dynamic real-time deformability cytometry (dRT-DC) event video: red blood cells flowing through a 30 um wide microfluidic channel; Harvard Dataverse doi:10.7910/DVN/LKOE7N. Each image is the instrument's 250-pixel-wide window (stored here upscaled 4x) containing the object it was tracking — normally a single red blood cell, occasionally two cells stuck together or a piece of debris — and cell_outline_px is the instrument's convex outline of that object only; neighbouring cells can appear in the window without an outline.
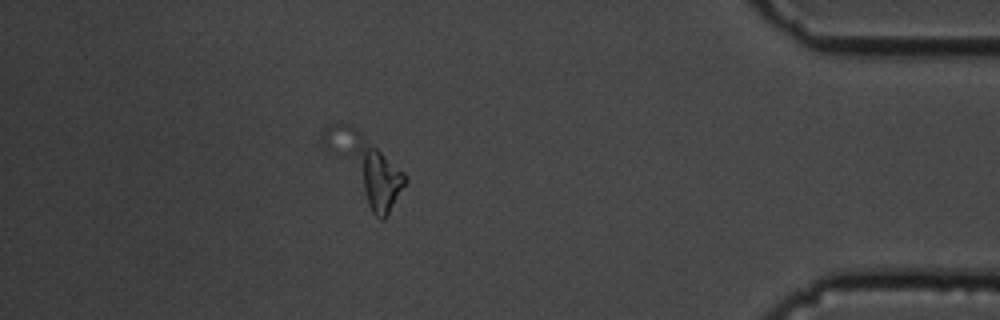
{"species": "common noctule bat (a hibernating species)", "species_latin": "Nyctalus noctula", "temperature_condition": "cold", "stored_images_in_passage": 56, "segment_of_instrument_passage": [2, 2], "camera_frame_rate_fps": 3000, "um_per_image_px": 0.085, "animal": {"sex": "male", "body_mass_g": 19.5, "forearm_length_mm": 54.6}, "frame": {"image": 1, "passage_image": 49, "time_ms": 16.0, "image_size_px": [1000, 320], "cell_outline_px": [[408, 180], [384, 220], [380, 220], [372, 212], [320, 144], [320, 136], [324, 128], [328, 124], [348, 124], [356, 128], [404, 172], [408, 176]], "centroid_in_image_um": [30.98, 14.22], "position_along_channel_um": 404.2, "area_um2": 30.69}}